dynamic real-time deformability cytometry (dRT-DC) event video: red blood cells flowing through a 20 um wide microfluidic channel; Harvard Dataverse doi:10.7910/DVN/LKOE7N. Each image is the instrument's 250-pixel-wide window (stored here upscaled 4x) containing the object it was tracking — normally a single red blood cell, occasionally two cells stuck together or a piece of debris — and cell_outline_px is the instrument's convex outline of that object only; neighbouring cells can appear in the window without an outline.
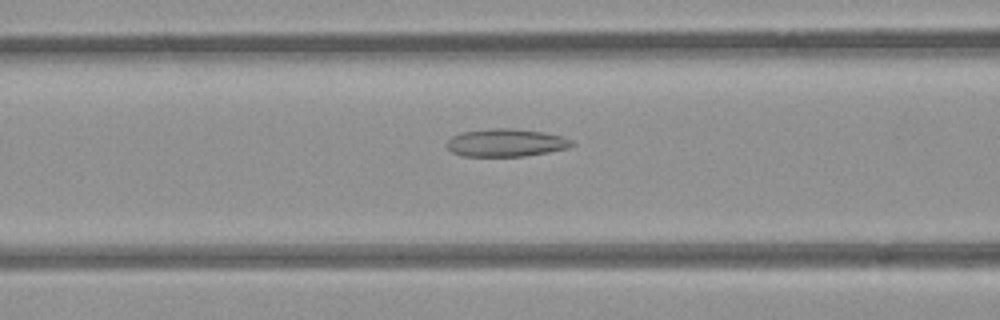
{"species": "common noctule bat (a hibernating species)", "species_latin": "Nyctalus noctula", "temperature_condition": "room temperature", "stored_images_in_passage": 42, "camera_frame_rate_fps": 3000, "um_per_image_px": 0.085, "animal": {"sex": "female", "body_mass_g": 21.9}, "frame": {"image": 1, "passage_image": 10, "time_ms": 3.0, "image_size_px": [1000, 320], "cell_outline_px": [[576, 144], [568, 148], [548, 152], [524, 156], [460, 156], [452, 152], [448, 148], [448, 140], [452, 136], [460, 132], [492, 128], [512, 128], [544, 132], [564, 136], [572, 140]], "centroid_in_image_um": [43.04, 12.12], "position_along_channel_um": 123.6, "area_um2": 20.4}}
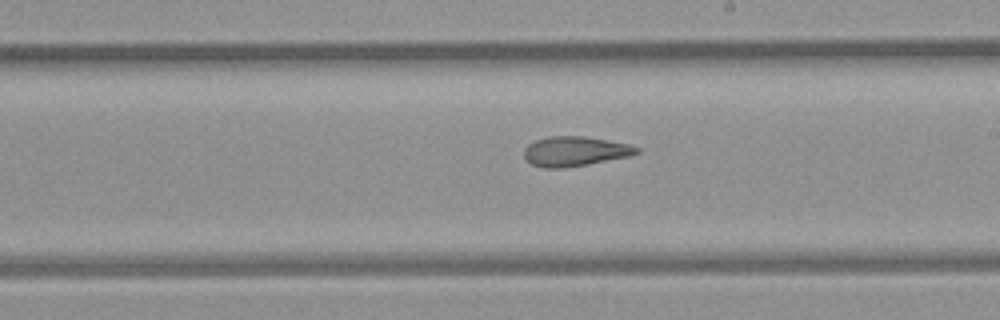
{"frame": {"image": 2, "passage_image": 19, "time_ms": 6.0, "image_size_px": [1000, 320], "cell_outline_px": [[640, 152], [632, 156], [588, 164], [560, 168], [544, 168], [532, 164], [524, 156], [524, 148], [528, 144], [536, 140], [548, 136], [584, 136], [628, 144], [640, 148]], "centroid_in_image_um": [48.89, 12.86], "position_along_channel_um": 240.1, "area_um2": 19.48}}
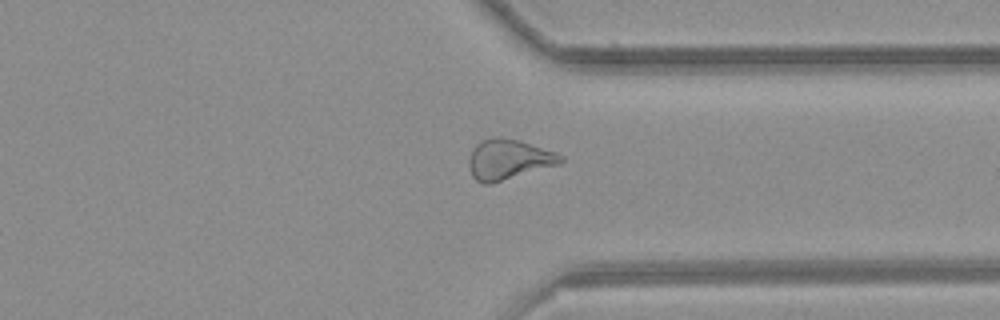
{"frame": {"image": 3, "passage_image": 29, "time_ms": 9.333, "image_size_px": [1000, 320], "cell_outline_px": [[564, 160], [560, 164], [492, 184], [484, 184], [476, 180], [472, 176], [468, 164], [468, 156], [472, 148], [480, 140], [492, 136], [496, 136], [520, 140], [564, 156]], "centroid_in_image_um": [43.18, 13.55], "position_along_channel_um": 368.2, "area_um2": 21.79}, "authors_computed_cell_mechanics": {"area_um2": 20.7502, "velocity_mm_per_s": 3.8822, "shape_relaxation_time_tau1_ms": null, "shape_relaxation_time_tau2_ms": 3.4929, "deformation_change_tau1": null, "deformation_change_tau2": 0.1284}}